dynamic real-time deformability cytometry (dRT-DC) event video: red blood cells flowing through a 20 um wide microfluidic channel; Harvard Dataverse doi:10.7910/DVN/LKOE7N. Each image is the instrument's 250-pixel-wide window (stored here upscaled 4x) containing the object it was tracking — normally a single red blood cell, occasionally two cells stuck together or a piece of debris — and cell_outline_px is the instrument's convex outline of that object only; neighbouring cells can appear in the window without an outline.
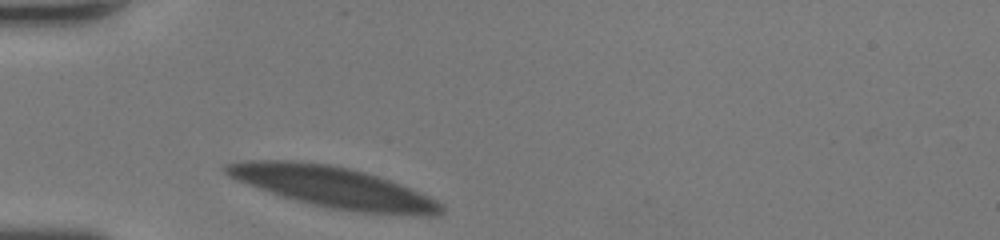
{"species": "human", "species_latin": "Homo sapiens", "temperature_condition": "room temperature", "stored_images_in_passage": 29, "camera_frame_rate_fps": 3000, "um_per_image_px": 0.085, "donor": {"sex": "female"}, "frame": {"image": 1, "passage_image": 1, "time_ms": 0.0, "image_size_px": [1000, 240], "cell_outline_px": [[444, 212], [436, 216], [420, 216], [360, 212], [332, 208], [312, 204], [280, 196], [248, 184], [228, 176], [220, 168], [224, 164], [244, 160], [300, 160], [332, 164], [380, 176], [420, 192], [436, 200], [444, 208]], "centroid_in_image_um": [28.31, 15.89], "position_along_channel_um": 56.7, "area_um2": 51.5}}
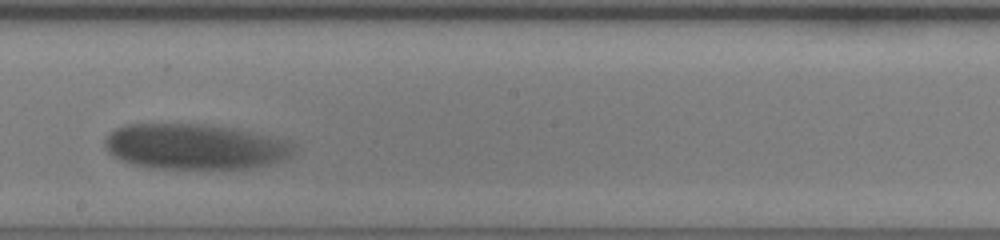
{"frame": {"image": 2, "passage_image": 16, "time_ms": 5.0, "image_size_px": [1000, 240], "cell_outline_px": [[296, 148], [284, 160], [252, 168], [160, 168], [132, 164], [120, 160], [112, 156], [104, 148], [104, 136], [108, 132], [124, 124], [204, 124], [236, 128], [292, 140]], "centroid_in_image_um": [16.56, 12.44], "position_along_channel_um": 231.6, "area_um2": 50.63}}
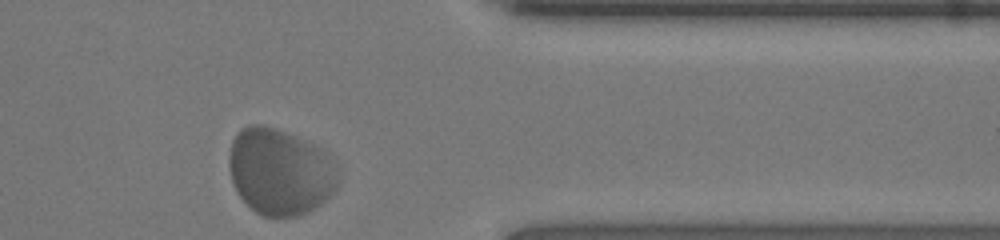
{"frame": {"image": 3, "passage_image": 29, "time_ms": 9.333, "image_size_px": [1000, 240], "cell_outline_px": [[340, 176], [336, 188], [320, 204], [308, 212], [296, 216], [264, 216], [256, 212], [240, 196], [232, 180], [228, 164], [228, 156], [232, 140], [236, 132], [240, 128], [248, 124], [264, 124], [276, 128], [296, 136], [324, 148], [336, 160]], "centroid_in_image_um": [23.83, 14.54], "position_along_channel_um": 387.6, "area_um2": 55.72}}